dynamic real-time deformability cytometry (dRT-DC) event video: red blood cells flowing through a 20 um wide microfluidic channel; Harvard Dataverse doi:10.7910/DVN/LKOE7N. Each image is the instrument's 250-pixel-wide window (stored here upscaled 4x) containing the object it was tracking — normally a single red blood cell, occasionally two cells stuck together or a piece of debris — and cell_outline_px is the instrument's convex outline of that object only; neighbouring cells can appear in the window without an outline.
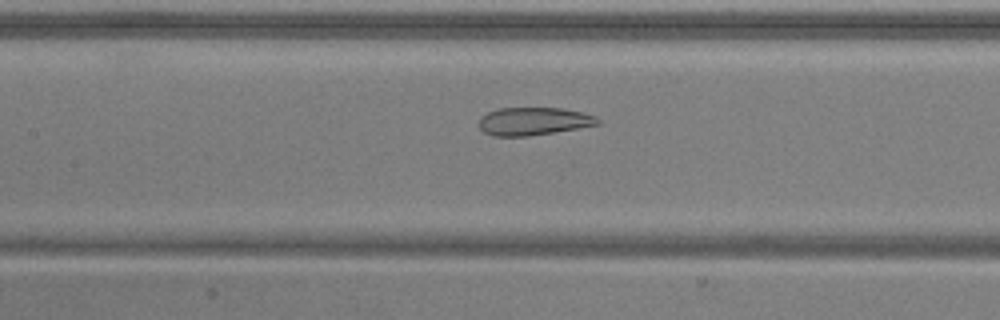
{"species": "common noctule bat (a hibernating species)", "species_latin": "Nyctalus noctula", "temperature_condition": "warm", "stored_images_in_passage": 49, "camera_frame_rate_fps": 3000, "um_per_image_px": 0.085, "animal": {"sex": "male", "body_mass_g": 20.5, "forearm_length_mm": 52.5}, "frame": {"image": 1, "passage_image": 21, "time_ms": 6.667, "image_size_px": [1000, 320], "cell_outline_px": [[600, 124], [528, 136], [492, 136], [484, 132], [480, 128], [480, 116], [488, 112], [500, 108], [564, 108], [596, 116], [600, 120]], "centroid_in_image_um": [45.34, 10.3], "position_along_channel_um": 162.1, "area_um2": 19.13}}
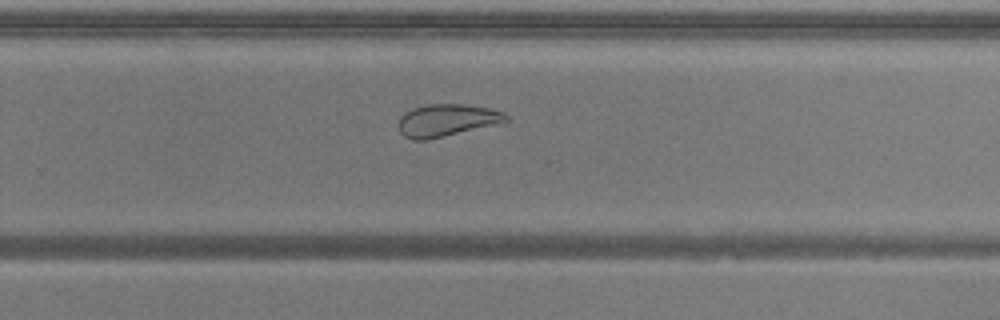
{"frame": {"image": 2, "passage_image": 31, "time_ms": 10.0, "image_size_px": [1000, 320], "cell_outline_px": [[512, 120], [424, 140], [412, 140], [404, 136], [400, 132], [400, 116], [404, 112], [412, 108], [424, 104], [464, 104], [488, 108], [504, 112]], "centroid_in_image_um": [37.96, 10.2], "position_along_channel_um": 291.8, "area_um2": 19.94}}
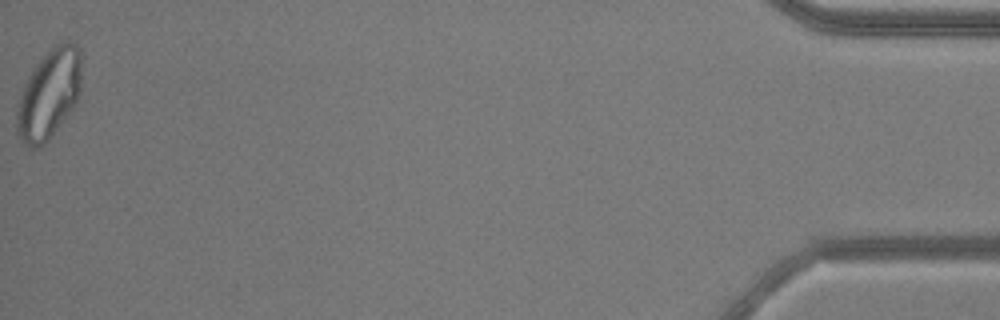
{"frame": {"image": 3, "passage_image": 49, "time_ms": 16.0, "image_size_px": [1000, 320], "cell_outline_px": [[80, 92], [76, 100], [68, 112], [48, 140], [44, 144], [36, 148], [32, 148], [20, 140], [16, 132], [16, 112], [20, 96], [24, 84], [28, 76], [40, 60], [56, 44], [68, 40], [76, 44], [80, 52]], "centroid_in_image_um": [4.14, 8.01], "position_along_channel_um": 431.1, "area_um2": 33.06}, "authors_computed_cell_mechanics": {"area_um2": 27.2238, "velocity_mm_per_s": 3.9055, "shape_relaxation_time_tau1_ms": null, "shape_relaxation_time_tau2_ms": 1.9121, "deformation_change_tau1": null, "deformation_change_tau2": 0.0703}}